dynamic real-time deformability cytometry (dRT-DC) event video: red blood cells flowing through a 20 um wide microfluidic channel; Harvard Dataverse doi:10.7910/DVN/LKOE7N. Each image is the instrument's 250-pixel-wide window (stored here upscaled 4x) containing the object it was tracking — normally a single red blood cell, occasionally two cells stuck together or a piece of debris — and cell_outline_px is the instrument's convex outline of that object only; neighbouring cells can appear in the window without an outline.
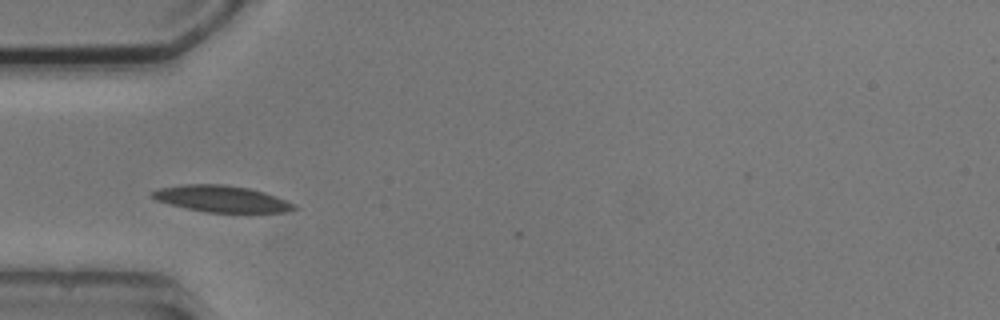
{"species": "common noctule bat (a hibernating species)", "species_latin": "Nyctalus noctula", "temperature_condition": "cold", "stored_images_in_passage": 5, "camera_frame_rate_fps": 3000, "um_per_image_px": 0.085, "animal": {"sex": "male", "body_mass_g": 20.5, "forearm_length_mm": 52.5}, "frame": {"image": 1, "passage_image": 1, "time_ms": 0.0, "image_size_px": [1000, 320], "cell_outline_px": [[300, 208], [288, 212], [204, 212], [156, 200], [152, 196], [152, 192], [156, 188], [184, 184], [224, 184], [248, 188], [264, 192], [288, 200], [296, 204]], "centroid_in_image_um": [18.89, 16.89], "position_along_channel_um": 66.1, "area_um2": 21.91}}